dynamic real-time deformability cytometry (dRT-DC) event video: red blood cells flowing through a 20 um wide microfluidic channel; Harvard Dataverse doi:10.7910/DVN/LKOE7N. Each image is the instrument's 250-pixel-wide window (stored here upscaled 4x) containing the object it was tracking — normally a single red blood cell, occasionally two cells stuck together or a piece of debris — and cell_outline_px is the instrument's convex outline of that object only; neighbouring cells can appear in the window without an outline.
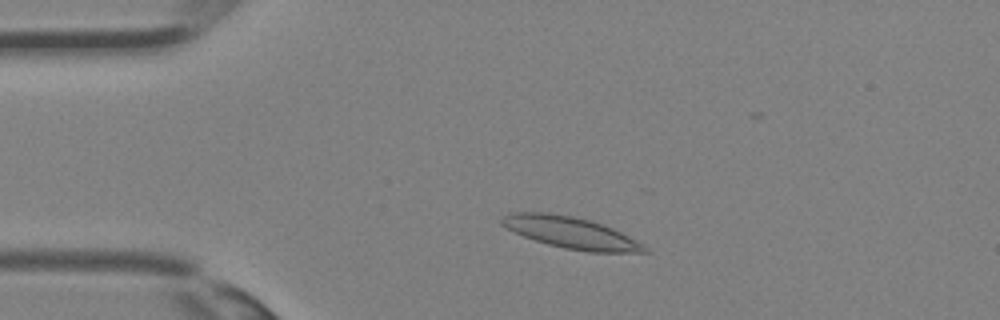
{"species": "Egyptian fruit bat (a non-hibernating species)", "species_latin": "Rousettus aegyptiacus", "temperature_condition": "room temperature", "stored_images_in_passage": 18, "camera_frame_rate_fps": 3000, "um_per_image_px": 0.085, "animal": {"sex": "female"}, "frame": {"image": 1, "passage_image": 5, "time_ms": 1.333, "image_size_px": [1000, 320], "cell_outline_px": [[652, 252], [588, 252], [564, 248], [548, 244], [524, 236], [500, 224], [500, 216], [508, 212], [544, 212], [572, 216], [588, 220], [612, 228], [628, 236], [648, 248]], "centroid_in_image_um": [48.48, 19.77], "position_along_channel_um": 36.5, "area_um2": 25.95}}
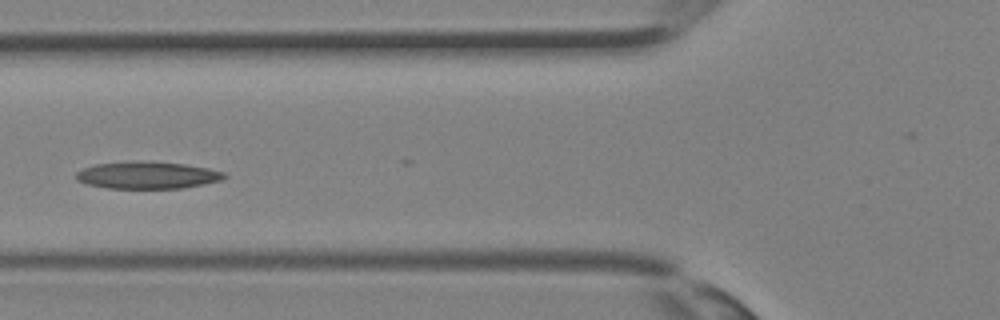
{"frame": {"image": 2, "passage_image": 11, "time_ms": 3.333, "image_size_px": [1000, 320], "cell_outline_px": [[228, 176], [220, 180], [184, 188], [108, 188], [84, 184], [76, 180], [76, 172], [84, 168], [96, 164], [136, 160], [184, 164], [208, 168], [224, 172]], "centroid_in_image_um": [12.49, 14.89], "position_along_channel_um": 113.3, "area_um2": 23.47}}
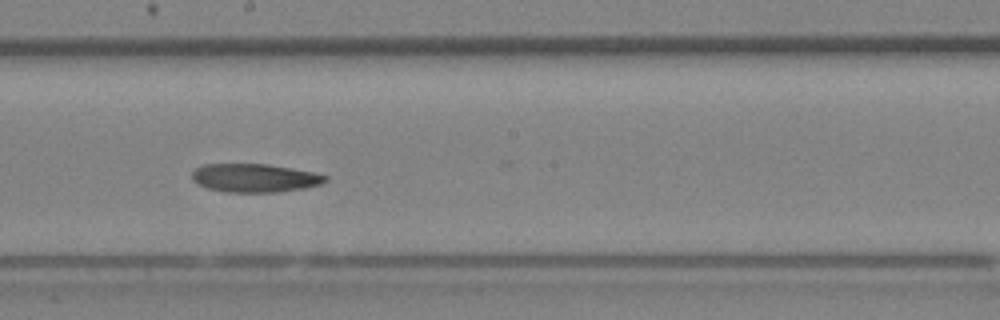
{"frame": {"image": 3, "passage_image": 17, "time_ms": 5.333, "image_size_px": [1000, 320], "cell_outline_px": [[328, 180], [320, 184], [304, 188], [276, 192], [228, 192], [208, 188], [192, 180], [192, 172], [196, 168], [204, 164], [268, 164], [292, 168], [312, 172], [328, 176]], "centroid_in_image_um": [21.65, 15.12], "position_along_channel_um": 226.5, "area_um2": 21.96}}